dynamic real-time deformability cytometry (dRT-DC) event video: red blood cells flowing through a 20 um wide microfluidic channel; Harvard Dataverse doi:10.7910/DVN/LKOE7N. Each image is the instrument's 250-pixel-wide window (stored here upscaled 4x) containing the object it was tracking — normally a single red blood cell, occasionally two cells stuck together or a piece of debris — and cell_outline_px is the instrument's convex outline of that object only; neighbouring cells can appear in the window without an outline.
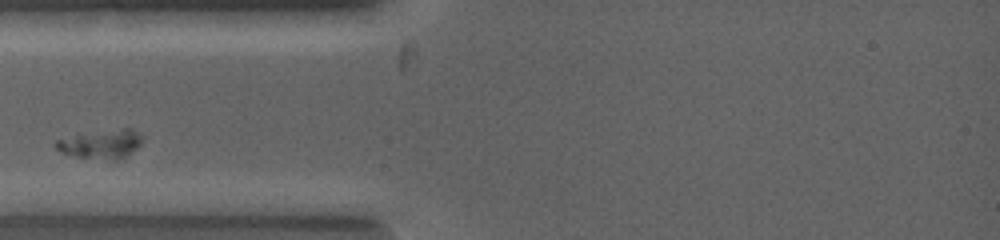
{"species": "common noctule bat (a hibernating species)", "species_latin": "Nyctalus noctula", "temperature_condition": "warm", "stored_images_in_passage": 8, "camera_frame_rate_fps": 5000, "um_per_image_px": 0.085, "animal": {"sex": "female", "body_mass_g": 19.0, "forearm_length_mm": 53.3}, "frame": {"image": 1, "passage_image": 2, "time_ms": 0.6, "image_size_px": [1000, 240], "cell_outline_px": [[144, 136], [140, 144], [136, 148], [124, 156], [116, 160], [76, 156], [64, 152], [56, 148], [56, 140], [76, 136], [120, 128], [132, 128]], "centroid_in_image_um": [8.68, 12.23], "position_along_channel_um": 76.3, "area_um2": 13.81}}
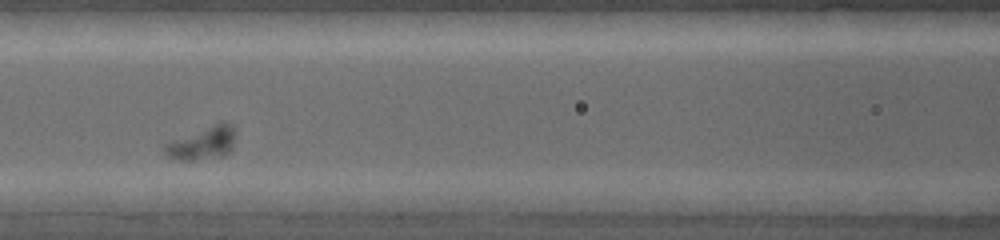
{"frame": {"image": 2, "passage_image": 4, "time_ms": 1.8, "image_size_px": [1000, 240], "cell_outline_px": [[236, 132], [232, 148], [224, 156], [192, 160], [180, 160], [168, 156], [164, 152], [164, 144], [220, 120], [224, 120], [232, 124], [236, 128]], "centroid_in_image_um": [17.29, 12.12], "position_along_channel_um": 149.3, "area_um2": 13.81}}
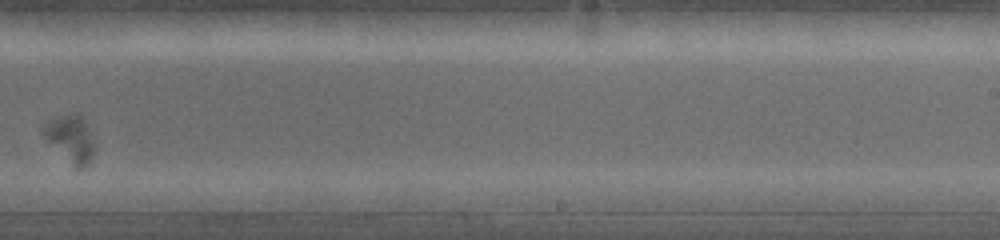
{"frame": {"image": 3, "passage_image": 7, "time_ms": 4.0, "image_size_px": [1000, 240], "cell_outline_px": [[96, 140], [92, 156], [88, 164], [80, 168], [76, 168], [44, 136], [40, 128], [48, 120], [68, 116], [80, 116]], "centroid_in_image_um": [6.02, 11.82], "position_along_channel_um": 283.0, "area_um2": 13.24}}